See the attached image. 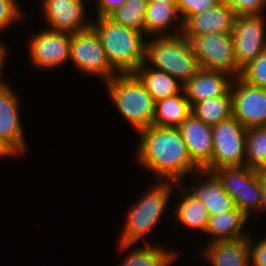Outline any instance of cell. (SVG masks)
<instances>
[{"label":"cell","instance_id":"836d02e7","mask_svg":"<svg viewBox=\"0 0 266 266\" xmlns=\"http://www.w3.org/2000/svg\"><path fill=\"white\" fill-rule=\"evenodd\" d=\"M125 0H96L97 18L108 17L116 9L120 8Z\"/></svg>","mask_w":266,"mask_h":266},{"label":"cell","instance_id":"5b68a950","mask_svg":"<svg viewBox=\"0 0 266 266\" xmlns=\"http://www.w3.org/2000/svg\"><path fill=\"white\" fill-rule=\"evenodd\" d=\"M180 185L182 184L172 181H159L158 184L155 183L151 190H148L147 194L143 195L144 197L138 200L136 205L130 207L121 237L119 238L121 249L126 250L130 246L132 247L138 240L145 238L144 236L156 227L155 225L162 217L167 207L166 205H168L170 193L172 192L171 189L173 186L177 187Z\"/></svg>","mask_w":266,"mask_h":266},{"label":"cell","instance_id":"44dd1931","mask_svg":"<svg viewBox=\"0 0 266 266\" xmlns=\"http://www.w3.org/2000/svg\"><path fill=\"white\" fill-rule=\"evenodd\" d=\"M191 113V103L183 90L182 95L177 94L155 102L153 125L178 128Z\"/></svg>","mask_w":266,"mask_h":266},{"label":"cell","instance_id":"8fae6325","mask_svg":"<svg viewBox=\"0 0 266 266\" xmlns=\"http://www.w3.org/2000/svg\"><path fill=\"white\" fill-rule=\"evenodd\" d=\"M265 22L263 16H235L232 37L241 69L266 49Z\"/></svg>","mask_w":266,"mask_h":266},{"label":"cell","instance_id":"e575fe53","mask_svg":"<svg viewBox=\"0 0 266 266\" xmlns=\"http://www.w3.org/2000/svg\"><path fill=\"white\" fill-rule=\"evenodd\" d=\"M266 210V172H261V205L260 211Z\"/></svg>","mask_w":266,"mask_h":266},{"label":"cell","instance_id":"f35d334b","mask_svg":"<svg viewBox=\"0 0 266 266\" xmlns=\"http://www.w3.org/2000/svg\"><path fill=\"white\" fill-rule=\"evenodd\" d=\"M233 2L234 0H217V3L225 4L228 6H230Z\"/></svg>","mask_w":266,"mask_h":266},{"label":"cell","instance_id":"277c9868","mask_svg":"<svg viewBox=\"0 0 266 266\" xmlns=\"http://www.w3.org/2000/svg\"><path fill=\"white\" fill-rule=\"evenodd\" d=\"M185 85L200 69L189 39L183 34L156 36L146 42L145 61ZM151 62V63H150Z\"/></svg>","mask_w":266,"mask_h":266},{"label":"cell","instance_id":"8992f818","mask_svg":"<svg viewBox=\"0 0 266 266\" xmlns=\"http://www.w3.org/2000/svg\"><path fill=\"white\" fill-rule=\"evenodd\" d=\"M210 172L233 198L235 206L248 217L253 214L252 212L260 211L261 172L259 170L245 165L213 168Z\"/></svg>","mask_w":266,"mask_h":266},{"label":"cell","instance_id":"d6986e66","mask_svg":"<svg viewBox=\"0 0 266 266\" xmlns=\"http://www.w3.org/2000/svg\"><path fill=\"white\" fill-rule=\"evenodd\" d=\"M208 243L203 256L210 266H251L248 238Z\"/></svg>","mask_w":266,"mask_h":266},{"label":"cell","instance_id":"e0dca14e","mask_svg":"<svg viewBox=\"0 0 266 266\" xmlns=\"http://www.w3.org/2000/svg\"><path fill=\"white\" fill-rule=\"evenodd\" d=\"M234 78L230 75L206 69H199L185 85L187 99L193 106L195 103L227 95L230 92Z\"/></svg>","mask_w":266,"mask_h":266},{"label":"cell","instance_id":"603a6c76","mask_svg":"<svg viewBox=\"0 0 266 266\" xmlns=\"http://www.w3.org/2000/svg\"><path fill=\"white\" fill-rule=\"evenodd\" d=\"M178 15L180 16L177 5H170L156 1L148 2L145 15V33L152 36L153 34H155V36H174L175 33H167L168 31L166 30L178 20L180 26L178 34H182L183 20H179ZM165 31L166 33H164Z\"/></svg>","mask_w":266,"mask_h":266},{"label":"cell","instance_id":"3957f363","mask_svg":"<svg viewBox=\"0 0 266 266\" xmlns=\"http://www.w3.org/2000/svg\"><path fill=\"white\" fill-rule=\"evenodd\" d=\"M104 84L114 106L137 133L153 125L155 101L135 73H118Z\"/></svg>","mask_w":266,"mask_h":266},{"label":"cell","instance_id":"30bf717a","mask_svg":"<svg viewBox=\"0 0 266 266\" xmlns=\"http://www.w3.org/2000/svg\"><path fill=\"white\" fill-rule=\"evenodd\" d=\"M230 92L233 116L236 120L246 129L266 127V89L237 77L232 82Z\"/></svg>","mask_w":266,"mask_h":266},{"label":"cell","instance_id":"484cf974","mask_svg":"<svg viewBox=\"0 0 266 266\" xmlns=\"http://www.w3.org/2000/svg\"><path fill=\"white\" fill-rule=\"evenodd\" d=\"M185 193L186 195L179 200L181 202L175 208L174 214L176 215L174 216L179 221L178 223L188 228L200 229L205 234L209 222L207 209L188 191Z\"/></svg>","mask_w":266,"mask_h":266},{"label":"cell","instance_id":"5bb4252c","mask_svg":"<svg viewBox=\"0 0 266 266\" xmlns=\"http://www.w3.org/2000/svg\"><path fill=\"white\" fill-rule=\"evenodd\" d=\"M85 0H43V14L48 29L74 34L89 29L90 21H85Z\"/></svg>","mask_w":266,"mask_h":266},{"label":"cell","instance_id":"52a82bcc","mask_svg":"<svg viewBox=\"0 0 266 266\" xmlns=\"http://www.w3.org/2000/svg\"><path fill=\"white\" fill-rule=\"evenodd\" d=\"M190 42L201 69L223 72L234 79L241 76L232 34H205L195 36Z\"/></svg>","mask_w":266,"mask_h":266},{"label":"cell","instance_id":"9c48e42d","mask_svg":"<svg viewBox=\"0 0 266 266\" xmlns=\"http://www.w3.org/2000/svg\"><path fill=\"white\" fill-rule=\"evenodd\" d=\"M70 61L83 74L99 75L104 82L117 75L107 60L98 34L92 27L71 34Z\"/></svg>","mask_w":266,"mask_h":266},{"label":"cell","instance_id":"f1b7e54d","mask_svg":"<svg viewBox=\"0 0 266 266\" xmlns=\"http://www.w3.org/2000/svg\"><path fill=\"white\" fill-rule=\"evenodd\" d=\"M240 77L251 85L266 89V49L242 69Z\"/></svg>","mask_w":266,"mask_h":266},{"label":"cell","instance_id":"ac0fdd59","mask_svg":"<svg viewBox=\"0 0 266 266\" xmlns=\"http://www.w3.org/2000/svg\"><path fill=\"white\" fill-rule=\"evenodd\" d=\"M198 174L205 179L199 180L200 184L196 186H190L188 192L206 207L209 217L226 213L236 207L233 198L212 172L200 170Z\"/></svg>","mask_w":266,"mask_h":266},{"label":"cell","instance_id":"d6a6232c","mask_svg":"<svg viewBox=\"0 0 266 266\" xmlns=\"http://www.w3.org/2000/svg\"><path fill=\"white\" fill-rule=\"evenodd\" d=\"M251 238V236L248 237L251 266H266V238L262 237L261 241L258 240L256 246Z\"/></svg>","mask_w":266,"mask_h":266},{"label":"cell","instance_id":"ffe728a7","mask_svg":"<svg viewBox=\"0 0 266 266\" xmlns=\"http://www.w3.org/2000/svg\"><path fill=\"white\" fill-rule=\"evenodd\" d=\"M249 217L235 207L233 210L209 217L205 234H209L210 242L232 241L248 238L250 235L242 231Z\"/></svg>","mask_w":266,"mask_h":266},{"label":"cell","instance_id":"4dcf8cb0","mask_svg":"<svg viewBox=\"0 0 266 266\" xmlns=\"http://www.w3.org/2000/svg\"><path fill=\"white\" fill-rule=\"evenodd\" d=\"M217 4V0H178L177 7L183 23L192 15L204 12Z\"/></svg>","mask_w":266,"mask_h":266},{"label":"cell","instance_id":"6da1fadb","mask_svg":"<svg viewBox=\"0 0 266 266\" xmlns=\"http://www.w3.org/2000/svg\"><path fill=\"white\" fill-rule=\"evenodd\" d=\"M138 134L137 162L155 173L158 181L180 184L187 174L198 176L201 169L192 161L178 128L152 125Z\"/></svg>","mask_w":266,"mask_h":266},{"label":"cell","instance_id":"4fadbf2b","mask_svg":"<svg viewBox=\"0 0 266 266\" xmlns=\"http://www.w3.org/2000/svg\"><path fill=\"white\" fill-rule=\"evenodd\" d=\"M18 96L8 85L0 87V143L13 155L25 151Z\"/></svg>","mask_w":266,"mask_h":266},{"label":"cell","instance_id":"74e56055","mask_svg":"<svg viewBox=\"0 0 266 266\" xmlns=\"http://www.w3.org/2000/svg\"><path fill=\"white\" fill-rule=\"evenodd\" d=\"M148 2H162L165 4H170V5H177L178 0H147Z\"/></svg>","mask_w":266,"mask_h":266},{"label":"cell","instance_id":"4316f807","mask_svg":"<svg viewBox=\"0 0 266 266\" xmlns=\"http://www.w3.org/2000/svg\"><path fill=\"white\" fill-rule=\"evenodd\" d=\"M147 5V0H125V3L111 13L108 18L116 24L135 29L145 34Z\"/></svg>","mask_w":266,"mask_h":266},{"label":"cell","instance_id":"83f0119b","mask_svg":"<svg viewBox=\"0 0 266 266\" xmlns=\"http://www.w3.org/2000/svg\"><path fill=\"white\" fill-rule=\"evenodd\" d=\"M246 165L250 168L266 172V127L247 129Z\"/></svg>","mask_w":266,"mask_h":266},{"label":"cell","instance_id":"f546056e","mask_svg":"<svg viewBox=\"0 0 266 266\" xmlns=\"http://www.w3.org/2000/svg\"><path fill=\"white\" fill-rule=\"evenodd\" d=\"M22 12L16 0H0V33L22 18Z\"/></svg>","mask_w":266,"mask_h":266},{"label":"cell","instance_id":"8d00e7d4","mask_svg":"<svg viewBox=\"0 0 266 266\" xmlns=\"http://www.w3.org/2000/svg\"><path fill=\"white\" fill-rule=\"evenodd\" d=\"M12 156V154L0 143V157Z\"/></svg>","mask_w":266,"mask_h":266},{"label":"cell","instance_id":"d590c367","mask_svg":"<svg viewBox=\"0 0 266 266\" xmlns=\"http://www.w3.org/2000/svg\"><path fill=\"white\" fill-rule=\"evenodd\" d=\"M6 56H7V50L6 47H4L1 43H0V76H1V71L3 69V66L5 64V60H6ZM6 86L5 83H3V81H1V77H0V87Z\"/></svg>","mask_w":266,"mask_h":266},{"label":"cell","instance_id":"1f68e13d","mask_svg":"<svg viewBox=\"0 0 266 266\" xmlns=\"http://www.w3.org/2000/svg\"><path fill=\"white\" fill-rule=\"evenodd\" d=\"M230 7L236 16H262L266 0H234Z\"/></svg>","mask_w":266,"mask_h":266},{"label":"cell","instance_id":"d4e9b609","mask_svg":"<svg viewBox=\"0 0 266 266\" xmlns=\"http://www.w3.org/2000/svg\"><path fill=\"white\" fill-rule=\"evenodd\" d=\"M144 245L142 248L132 249L119 266H169L178 256L177 252L167 251L157 244Z\"/></svg>","mask_w":266,"mask_h":266},{"label":"cell","instance_id":"ba28073f","mask_svg":"<svg viewBox=\"0 0 266 266\" xmlns=\"http://www.w3.org/2000/svg\"><path fill=\"white\" fill-rule=\"evenodd\" d=\"M212 162L204 169L245 166L247 129L234 116L212 126ZM245 159V160H244Z\"/></svg>","mask_w":266,"mask_h":266},{"label":"cell","instance_id":"7a4b0ae2","mask_svg":"<svg viewBox=\"0 0 266 266\" xmlns=\"http://www.w3.org/2000/svg\"><path fill=\"white\" fill-rule=\"evenodd\" d=\"M96 20L91 27L98 34L111 67L117 73H134L145 61V34L108 17Z\"/></svg>","mask_w":266,"mask_h":266},{"label":"cell","instance_id":"2e32d148","mask_svg":"<svg viewBox=\"0 0 266 266\" xmlns=\"http://www.w3.org/2000/svg\"><path fill=\"white\" fill-rule=\"evenodd\" d=\"M192 161L204 170L212 162V126L190 114L178 127Z\"/></svg>","mask_w":266,"mask_h":266},{"label":"cell","instance_id":"cb8c5ba5","mask_svg":"<svg viewBox=\"0 0 266 266\" xmlns=\"http://www.w3.org/2000/svg\"><path fill=\"white\" fill-rule=\"evenodd\" d=\"M192 114L211 126L230 118L233 116L231 92L195 103L192 106Z\"/></svg>","mask_w":266,"mask_h":266},{"label":"cell","instance_id":"7402d4cb","mask_svg":"<svg viewBox=\"0 0 266 266\" xmlns=\"http://www.w3.org/2000/svg\"><path fill=\"white\" fill-rule=\"evenodd\" d=\"M146 90L156 102L160 99L183 93L184 85L164 71L149 68L144 62L135 72ZM181 90V91H180Z\"/></svg>","mask_w":266,"mask_h":266},{"label":"cell","instance_id":"7c38bea8","mask_svg":"<svg viewBox=\"0 0 266 266\" xmlns=\"http://www.w3.org/2000/svg\"><path fill=\"white\" fill-rule=\"evenodd\" d=\"M71 34L47 29L30 38L29 54L32 65L53 69L70 60Z\"/></svg>","mask_w":266,"mask_h":266},{"label":"cell","instance_id":"9a60e30c","mask_svg":"<svg viewBox=\"0 0 266 266\" xmlns=\"http://www.w3.org/2000/svg\"><path fill=\"white\" fill-rule=\"evenodd\" d=\"M235 16L230 6L217 3L202 13L190 16L183 23L182 34L190 41L205 34H232Z\"/></svg>","mask_w":266,"mask_h":266}]
</instances>
